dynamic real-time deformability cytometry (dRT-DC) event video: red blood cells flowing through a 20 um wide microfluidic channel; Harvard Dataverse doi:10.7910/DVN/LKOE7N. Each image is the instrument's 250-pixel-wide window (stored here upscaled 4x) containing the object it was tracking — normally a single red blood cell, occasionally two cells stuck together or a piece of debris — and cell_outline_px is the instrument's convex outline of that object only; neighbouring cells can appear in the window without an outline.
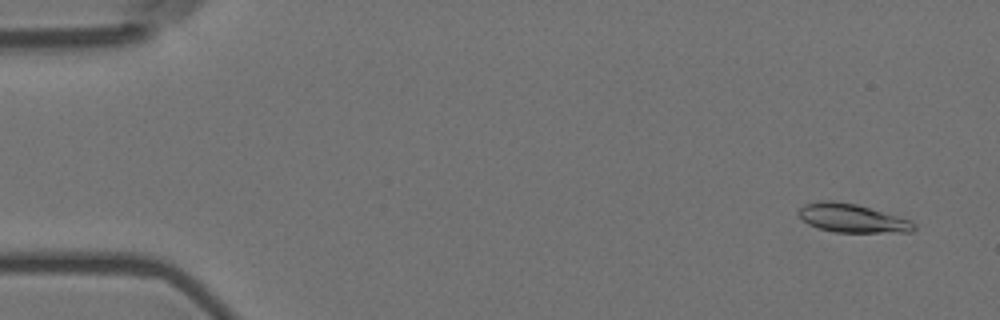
{"species": "Egyptian fruit bat (a non-hibernating species)", "species_latin": "Rousettus aegyptiacus", "temperature_condition": "room temperature", "stored_images_in_passage": 4, "camera_frame_rate_fps": 3000, "um_per_image_px": 0.085, "animal": {"sex": "female"}, "frame": {"image": 1, "passage_image": 1, "time_ms": 0.0, "image_size_px": [1000, 320], "cell_outline_px": [[916, 228], [912, 232], [836, 232], [820, 228], [808, 224], [796, 212], [804, 204], [820, 200], [832, 200], [856, 204], [896, 216], [908, 220], [916, 224]], "centroid_in_image_um": [72.4, 18.54], "position_along_channel_um": 12.6, "area_um2": 18.96}}
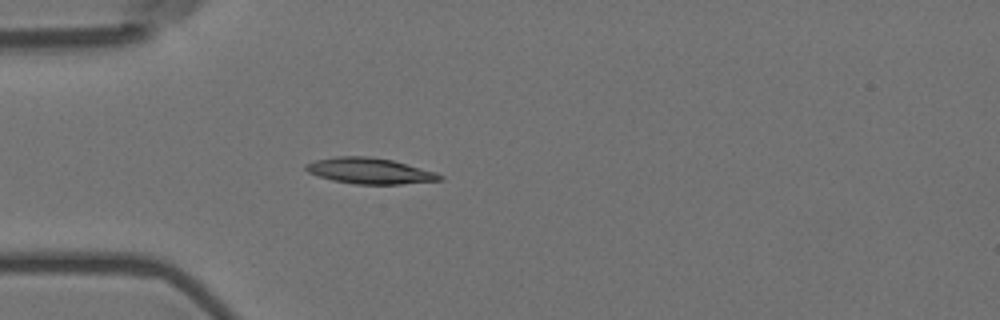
{"frame": {"image": 2, "passage_image": 4, "time_ms": 1.0, "image_size_px": [1000, 320], "cell_outline_px": [[444, 180], [400, 184], [356, 184], [332, 180], [308, 172], [304, 168], [304, 164], [316, 160], [336, 156], [368, 156], [392, 160], [436, 172], [444, 176]], "centroid_in_image_um": [31.44, 14.52], "position_along_channel_um": 53.6, "area_um2": 20.17}}